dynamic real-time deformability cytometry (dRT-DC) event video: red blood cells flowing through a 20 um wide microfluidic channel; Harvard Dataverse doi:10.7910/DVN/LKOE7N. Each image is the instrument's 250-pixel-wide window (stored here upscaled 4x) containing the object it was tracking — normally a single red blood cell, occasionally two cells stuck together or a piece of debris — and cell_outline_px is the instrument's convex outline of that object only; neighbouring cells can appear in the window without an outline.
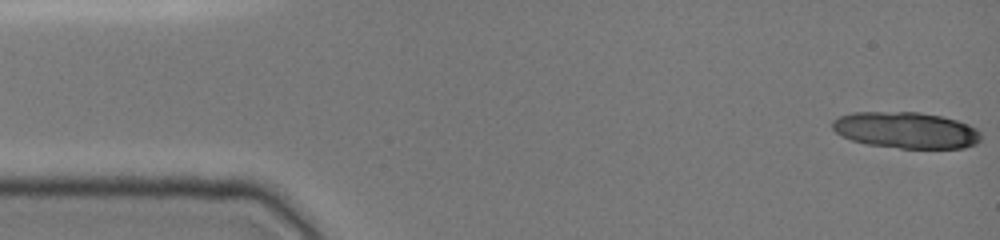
{"species": "common noctule bat (a hibernating species)", "species_latin": "Nyctalus noctula", "temperature_condition": "cold", "stored_images_in_passage": 46, "camera_frame_rate_fps": 3000, "um_per_image_px": 0.085, "animal": {"sex": "female", "body_mass_g": 19.0, "forearm_length_mm": 51.5}, "frame": {"image": 1, "passage_image": 1, "time_ms": 0.0, "image_size_px": [1000, 240], "cell_outline_px": [[980, 140], [976, 144], [964, 148], [900, 148], [868, 144], [852, 140], [836, 132], [832, 128], [832, 120], [840, 116], [852, 112], [920, 112], [944, 116], [968, 124], [976, 128], [980, 132]], "centroid_in_image_um": [77.03, 11.05], "position_along_channel_um": 8.0, "area_um2": 31.5}}
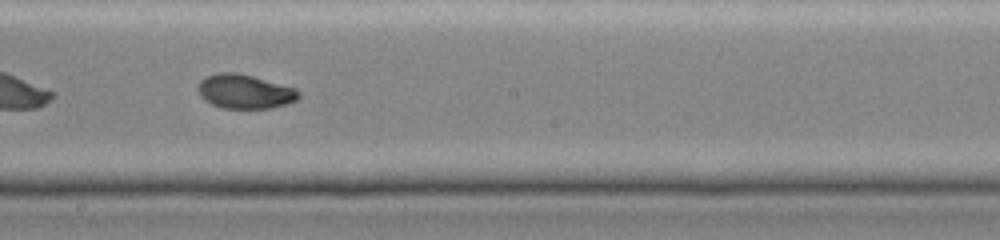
{"frame": {"image": 2, "passage_image": 27, "time_ms": 8.667, "image_size_px": [1000, 240], "cell_outline_px": [[300, 96], [296, 100], [272, 108], [220, 108], [204, 100], [200, 96], [196, 88], [200, 80], [216, 72], [236, 72], [252, 76], [296, 88], [300, 92]], "centroid_in_image_um": [20.77, 7.77], "position_along_channel_um": 227.4, "area_um2": 20.11}}
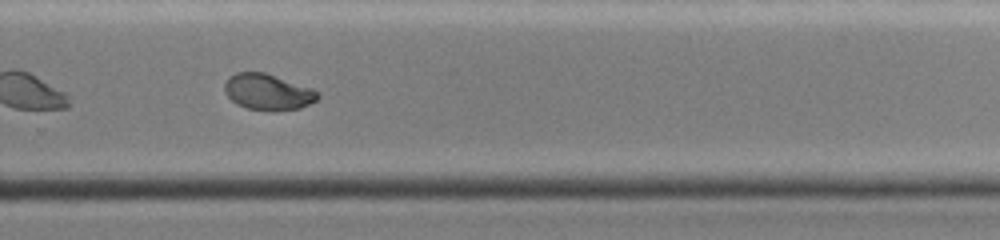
{"frame": {"image": 3, "passage_image": 33, "time_ms": 10.667, "image_size_px": [1000, 240], "cell_outline_px": [[320, 96], [316, 100], [300, 108], [276, 112], [272, 112], [248, 108], [236, 104], [224, 92], [224, 84], [228, 76], [236, 72], [264, 72], [312, 88]], "centroid_in_image_um": [22.74, 7.82], "position_along_channel_um": 307.1, "area_um2": 19.71}, "authors_computed_cell_mechanics": {"area_um2": 21.0681, "velocity_mm_per_s": 3.9843, "shape_relaxation_time_tau1_ms": null, "shape_relaxation_time_tau2_ms": 1.6812, "deformation_change_tau1": null, "deformation_change_tau2": 0.0396}}